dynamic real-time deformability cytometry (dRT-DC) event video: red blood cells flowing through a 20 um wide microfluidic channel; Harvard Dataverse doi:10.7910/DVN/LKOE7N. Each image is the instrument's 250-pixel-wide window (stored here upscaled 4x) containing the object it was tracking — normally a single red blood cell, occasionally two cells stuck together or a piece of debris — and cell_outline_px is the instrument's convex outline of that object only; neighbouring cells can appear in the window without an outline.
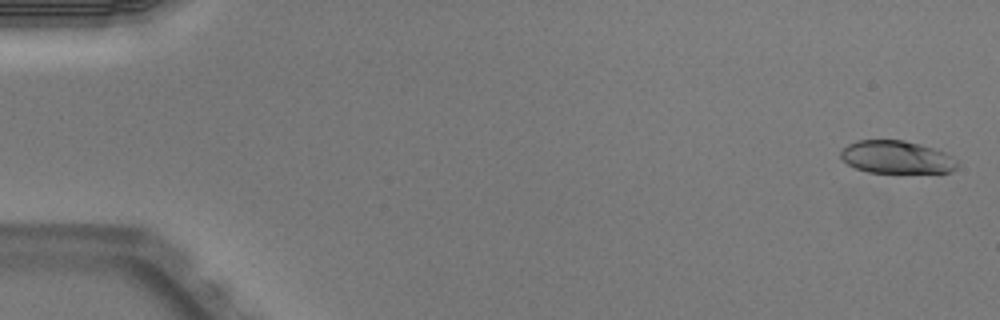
{"species": "Egyptian fruit bat (a non-hibernating species)", "species_latin": "Rousettus aegyptiacus", "temperature_condition": "warm", "stored_images_in_passage": 52, "camera_frame_rate_fps": 3000, "um_per_image_px": 0.085, "animal": {"sex": "male"}, "frame": {"image": 1, "passage_image": 2, "time_ms": 0.333, "image_size_px": [1000, 320], "cell_outline_px": [[956, 168], [948, 172], [868, 172], [856, 168], [848, 164], [840, 156], [840, 152], [848, 144], [856, 140], [904, 140], [920, 144], [944, 152], [952, 156], [956, 160]], "centroid_in_image_um": [76.18, 13.35], "position_along_channel_um": 8.8, "area_um2": 21.96}}
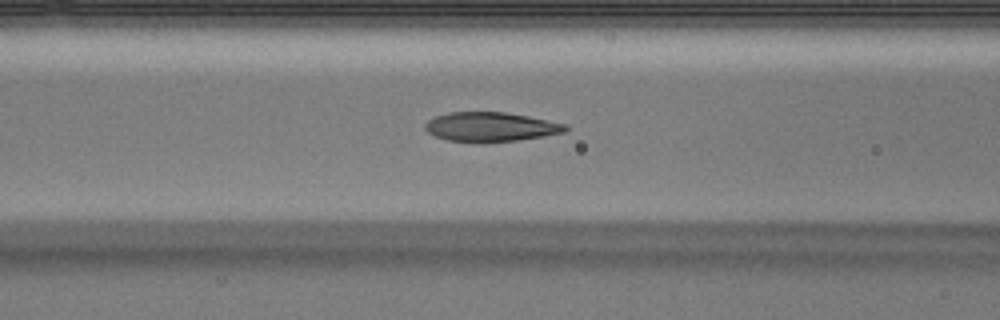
{"frame": {"image": 2, "passage_image": 22, "time_ms": 7.0, "image_size_px": [1000, 320], "cell_outline_px": [[568, 128], [564, 132], [544, 136], [516, 140], [484, 144], [476, 144], [448, 140], [436, 136], [428, 132], [424, 128], [424, 124], [428, 120], [436, 116], [448, 112], [504, 112], [528, 116], [568, 124]], "centroid_in_image_um": [41.69, 10.8], "position_along_channel_um": 124.9, "area_um2": 24.39}}
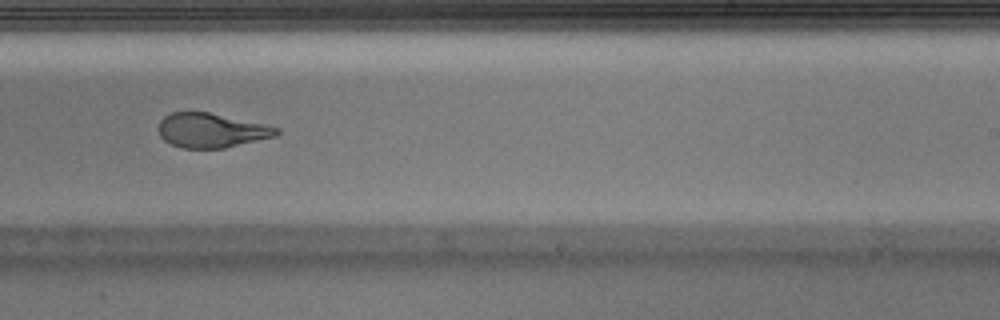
{"frame": {"image": 3, "passage_image": 33, "time_ms": 10.667, "image_size_px": [1000, 320], "cell_outline_px": [[280, 132], [276, 136], [224, 148], [180, 148], [164, 140], [160, 136], [160, 120], [164, 116], [172, 112], [208, 112], [268, 124], [280, 128]], "centroid_in_image_um": [18.01, 11.08], "position_along_channel_um": 271.0, "area_um2": 23.7}, "authors_computed_cell_mechanics": {"area_um2": 24.3916, "velocity_mm_per_s": 3.9837, "shape_relaxation_time_tau1_ms": 8.2611, "shape_relaxation_time_tau2_ms": 1.1417, "deformation_change_tau1": 0.2716, "deformation_change_tau2": 0.0745}}